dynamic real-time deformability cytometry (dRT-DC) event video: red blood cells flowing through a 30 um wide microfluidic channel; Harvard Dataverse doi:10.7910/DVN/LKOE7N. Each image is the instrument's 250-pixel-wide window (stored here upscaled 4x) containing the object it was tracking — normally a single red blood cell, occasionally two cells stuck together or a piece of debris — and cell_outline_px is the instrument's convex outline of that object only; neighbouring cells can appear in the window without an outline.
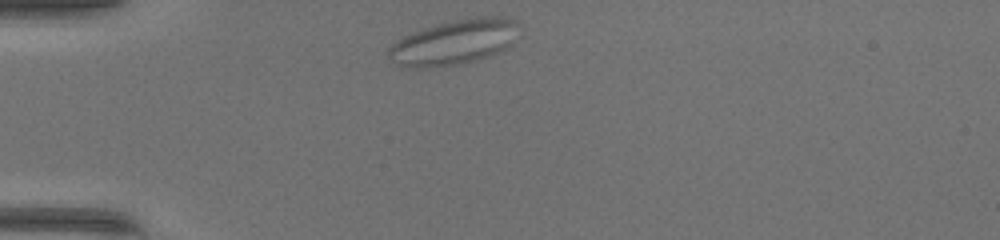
{"species": "common noctule bat (a hibernating species)", "species_latin": "Nyctalus noctula", "temperature_condition": "warm", "stored_images_in_passage": 39, "camera_frame_rate_fps": 3000, "um_per_image_px": 0.085, "animal": {"sex": "female", "body_mass_g": 17.0, "forearm_length_mm": 48.0}, "frame": {"image": 1, "passage_image": 1, "time_ms": 0.0, "image_size_px": [1000, 240], "cell_outline_px": [[516, 24], [508, 44], [500, 52], [476, 60], [460, 64], [424, 68], [420, 68], [400, 64], [392, 60], [388, 56], [388, 48], [392, 44], [404, 36], [412, 32], [448, 20], [480, 16], [504, 16], [512, 20]], "centroid_in_image_um": [38.53, 3.57], "position_along_channel_um": 46.5, "area_um2": 33.41}}
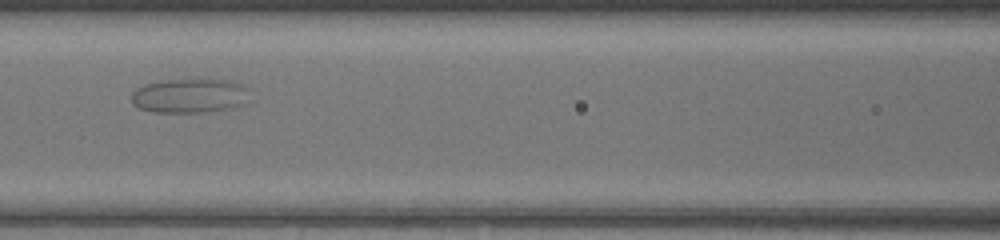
{"frame": {"image": 2, "passage_image": 11, "time_ms": 3.333, "image_size_px": [1000, 240], "cell_outline_px": [[244, 104], [228, 108], [200, 112], [152, 112], [140, 108], [132, 104], [132, 92], [136, 88], [144, 84], [164, 80], [228, 80], [244, 84]], "centroid_in_image_um": [16.02, 8.14], "position_along_channel_um": 150.6, "area_um2": 23.12}}
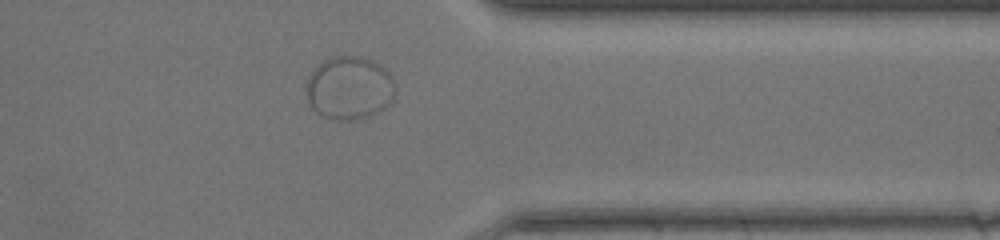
{"frame": {"image": 3, "passage_image": 29, "time_ms": 9.333, "image_size_px": [1000, 240], "cell_outline_px": [[396, 92], [392, 100], [384, 108], [368, 116], [356, 120], [332, 120], [320, 116], [312, 108], [308, 100], [304, 84], [308, 76], [316, 64], [320, 60], [332, 56], [360, 56], [372, 60], [384, 68], [388, 72], [396, 84]], "centroid_in_image_um": [29.65, 7.47], "position_along_channel_um": 381.7, "area_um2": 33.52}}